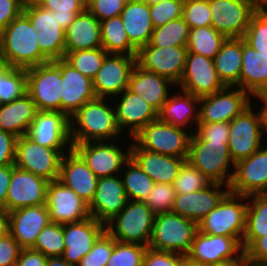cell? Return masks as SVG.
<instances>
[{"label":"cell","instance_id":"obj_1","mask_svg":"<svg viewBox=\"0 0 267 266\" xmlns=\"http://www.w3.org/2000/svg\"><path fill=\"white\" fill-rule=\"evenodd\" d=\"M109 101L108 98L96 97L70 116L72 144L121 138L123 133L118 127L113 100L112 105Z\"/></svg>","mask_w":267,"mask_h":266},{"label":"cell","instance_id":"obj_2","mask_svg":"<svg viewBox=\"0 0 267 266\" xmlns=\"http://www.w3.org/2000/svg\"><path fill=\"white\" fill-rule=\"evenodd\" d=\"M36 37L30 20L22 13L0 31V62L23 69L49 62L41 53Z\"/></svg>","mask_w":267,"mask_h":266},{"label":"cell","instance_id":"obj_3","mask_svg":"<svg viewBox=\"0 0 267 266\" xmlns=\"http://www.w3.org/2000/svg\"><path fill=\"white\" fill-rule=\"evenodd\" d=\"M155 215L143 201L128 200L125 207L105 224V230L117 242L148 247Z\"/></svg>","mask_w":267,"mask_h":266},{"label":"cell","instance_id":"obj_4","mask_svg":"<svg viewBox=\"0 0 267 266\" xmlns=\"http://www.w3.org/2000/svg\"><path fill=\"white\" fill-rule=\"evenodd\" d=\"M246 200L247 196L228 192L198 223V231L210 235L234 237L242 245L248 207Z\"/></svg>","mask_w":267,"mask_h":266},{"label":"cell","instance_id":"obj_5","mask_svg":"<svg viewBox=\"0 0 267 266\" xmlns=\"http://www.w3.org/2000/svg\"><path fill=\"white\" fill-rule=\"evenodd\" d=\"M198 224L173 212L155 215L149 248L178 253L186 257L191 249Z\"/></svg>","mask_w":267,"mask_h":266},{"label":"cell","instance_id":"obj_6","mask_svg":"<svg viewBox=\"0 0 267 266\" xmlns=\"http://www.w3.org/2000/svg\"><path fill=\"white\" fill-rule=\"evenodd\" d=\"M187 161L210 181L230 186L235 163L232 161L228 142L190 140Z\"/></svg>","mask_w":267,"mask_h":266},{"label":"cell","instance_id":"obj_7","mask_svg":"<svg viewBox=\"0 0 267 266\" xmlns=\"http://www.w3.org/2000/svg\"><path fill=\"white\" fill-rule=\"evenodd\" d=\"M189 131L157 119L143 127L132 140L146 151L187 159L194 132Z\"/></svg>","mask_w":267,"mask_h":266},{"label":"cell","instance_id":"obj_8","mask_svg":"<svg viewBox=\"0 0 267 266\" xmlns=\"http://www.w3.org/2000/svg\"><path fill=\"white\" fill-rule=\"evenodd\" d=\"M62 83L60 59L26 69V92L38 111L61 112Z\"/></svg>","mask_w":267,"mask_h":266},{"label":"cell","instance_id":"obj_9","mask_svg":"<svg viewBox=\"0 0 267 266\" xmlns=\"http://www.w3.org/2000/svg\"><path fill=\"white\" fill-rule=\"evenodd\" d=\"M115 141L118 140L83 142L73 144L72 148L98 178H103L122 174L121 169L130 159L131 143L123 148Z\"/></svg>","mask_w":267,"mask_h":266},{"label":"cell","instance_id":"obj_10","mask_svg":"<svg viewBox=\"0 0 267 266\" xmlns=\"http://www.w3.org/2000/svg\"><path fill=\"white\" fill-rule=\"evenodd\" d=\"M251 99L248 92L237 86H225L211 95L200 97L198 123H230L252 104Z\"/></svg>","mask_w":267,"mask_h":266},{"label":"cell","instance_id":"obj_11","mask_svg":"<svg viewBox=\"0 0 267 266\" xmlns=\"http://www.w3.org/2000/svg\"><path fill=\"white\" fill-rule=\"evenodd\" d=\"M65 153L41 146L24 135L17 138L14 165L49 182L56 181L59 178L60 164Z\"/></svg>","mask_w":267,"mask_h":266},{"label":"cell","instance_id":"obj_12","mask_svg":"<svg viewBox=\"0 0 267 266\" xmlns=\"http://www.w3.org/2000/svg\"><path fill=\"white\" fill-rule=\"evenodd\" d=\"M211 26L226 38H243L259 6L253 0H209Z\"/></svg>","mask_w":267,"mask_h":266},{"label":"cell","instance_id":"obj_13","mask_svg":"<svg viewBox=\"0 0 267 266\" xmlns=\"http://www.w3.org/2000/svg\"><path fill=\"white\" fill-rule=\"evenodd\" d=\"M23 13L37 32V45L41 53L55 61L65 57V30L58 25L55 13L43 9L37 3L24 5Z\"/></svg>","mask_w":267,"mask_h":266},{"label":"cell","instance_id":"obj_14","mask_svg":"<svg viewBox=\"0 0 267 266\" xmlns=\"http://www.w3.org/2000/svg\"><path fill=\"white\" fill-rule=\"evenodd\" d=\"M228 147L232 161L248 158L263 144L261 120L259 112L254 111L251 104L230 123Z\"/></svg>","mask_w":267,"mask_h":266},{"label":"cell","instance_id":"obj_15","mask_svg":"<svg viewBox=\"0 0 267 266\" xmlns=\"http://www.w3.org/2000/svg\"><path fill=\"white\" fill-rule=\"evenodd\" d=\"M26 136L41 146L54 148L59 152H68L73 147L70 117L64 112L38 111Z\"/></svg>","mask_w":267,"mask_h":266},{"label":"cell","instance_id":"obj_16","mask_svg":"<svg viewBox=\"0 0 267 266\" xmlns=\"http://www.w3.org/2000/svg\"><path fill=\"white\" fill-rule=\"evenodd\" d=\"M187 51L186 46H143L137 51L136 64L167 78L178 87L184 73Z\"/></svg>","mask_w":267,"mask_h":266},{"label":"cell","instance_id":"obj_17","mask_svg":"<svg viewBox=\"0 0 267 266\" xmlns=\"http://www.w3.org/2000/svg\"><path fill=\"white\" fill-rule=\"evenodd\" d=\"M136 55L108 54L92 79L96 97L113 99L128 88Z\"/></svg>","mask_w":267,"mask_h":266},{"label":"cell","instance_id":"obj_18","mask_svg":"<svg viewBox=\"0 0 267 266\" xmlns=\"http://www.w3.org/2000/svg\"><path fill=\"white\" fill-rule=\"evenodd\" d=\"M267 143L235 164L229 192L250 196L267 193ZM266 145V146H265Z\"/></svg>","mask_w":267,"mask_h":266},{"label":"cell","instance_id":"obj_19","mask_svg":"<svg viewBox=\"0 0 267 266\" xmlns=\"http://www.w3.org/2000/svg\"><path fill=\"white\" fill-rule=\"evenodd\" d=\"M178 85L179 89L199 98L225 87L218 77L213 59L189 51L186 54L184 73Z\"/></svg>","mask_w":267,"mask_h":266},{"label":"cell","instance_id":"obj_20","mask_svg":"<svg viewBox=\"0 0 267 266\" xmlns=\"http://www.w3.org/2000/svg\"><path fill=\"white\" fill-rule=\"evenodd\" d=\"M49 181L13 165L4 210L45 205Z\"/></svg>","mask_w":267,"mask_h":266},{"label":"cell","instance_id":"obj_21","mask_svg":"<svg viewBox=\"0 0 267 266\" xmlns=\"http://www.w3.org/2000/svg\"><path fill=\"white\" fill-rule=\"evenodd\" d=\"M186 258L207 265L245 259V255L242 245L234 237L210 235L197 231Z\"/></svg>","mask_w":267,"mask_h":266},{"label":"cell","instance_id":"obj_22","mask_svg":"<svg viewBox=\"0 0 267 266\" xmlns=\"http://www.w3.org/2000/svg\"><path fill=\"white\" fill-rule=\"evenodd\" d=\"M45 205L52 223L63 225L90 217L88 204L58 179L49 182Z\"/></svg>","mask_w":267,"mask_h":266},{"label":"cell","instance_id":"obj_23","mask_svg":"<svg viewBox=\"0 0 267 266\" xmlns=\"http://www.w3.org/2000/svg\"><path fill=\"white\" fill-rule=\"evenodd\" d=\"M112 100H115L113 103L118 127L123 133V129L128 128L131 140L143 127L158 119V112L144 98L128 88Z\"/></svg>","mask_w":267,"mask_h":266},{"label":"cell","instance_id":"obj_24","mask_svg":"<svg viewBox=\"0 0 267 266\" xmlns=\"http://www.w3.org/2000/svg\"><path fill=\"white\" fill-rule=\"evenodd\" d=\"M104 231L105 224L91 216L79 222L63 224L65 249L61 257L76 266Z\"/></svg>","mask_w":267,"mask_h":266},{"label":"cell","instance_id":"obj_25","mask_svg":"<svg viewBox=\"0 0 267 266\" xmlns=\"http://www.w3.org/2000/svg\"><path fill=\"white\" fill-rule=\"evenodd\" d=\"M127 201L121 174L99 178L94 198L88 205L89 214L106 224L125 207Z\"/></svg>","mask_w":267,"mask_h":266},{"label":"cell","instance_id":"obj_26","mask_svg":"<svg viewBox=\"0 0 267 266\" xmlns=\"http://www.w3.org/2000/svg\"><path fill=\"white\" fill-rule=\"evenodd\" d=\"M98 179L73 148L63 155L58 180L88 205L94 198Z\"/></svg>","mask_w":267,"mask_h":266},{"label":"cell","instance_id":"obj_27","mask_svg":"<svg viewBox=\"0 0 267 266\" xmlns=\"http://www.w3.org/2000/svg\"><path fill=\"white\" fill-rule=\"evenodd\" d=\"M223 188L225 189L223 190ZM228 192L229 186L212 182L208 187L199 191L176 194L171 212L179 214L198 224L218 205Z\"/></svg>","mask_w":267,"mask_h":266},{"label":"cell","instance_id":"obj_28","mask_svg":"<svg viewBox=\"0 0 267 266\" xmlns=\"http://www.w3.org/2000/svg\"><path fill=\"white\" fill-rule=\"evenodd\" d=\"M9 233L22 248H32L50 215L46 205L29 206L8 212Z\"/></svg>","mask_w":267,"mask_h":266},{"label":"cell","instance_id":"obj_29","mask_svg":"<svg viewBox=\"0 0 267 266\" xmlns=\"http://www.w3.org/2000/svg\"><path fill=\"white\" fill-rule=\"evenodd\" d=\"M60 71L63 78L61 112L70 117L85 103L96 98L93 81L81 74L64 58L60 59Z\"/></svg>","mask_w":267,"mask_h":266},{"label":"cell","instance_id":"obj_30","mask_svg":"<svg viewBox=\"0 0 267 266\" xmlns=\"http://www.w3.org/2000/svg\"><path fill=\"white\" fill-rule=\"evenodd\" d=\"M130 158L155 182L174 183L180 167L187 160L141 149L131 140Z\"/></svg>","mask_w":267,"mask_h":266},{"label":"cell","instance_id":"obj_31","mask_svg":"<svg viewBox=\"0 0 267 266\" xmlns=\"http://www.w3.org/2000/svg\"><path fill=\"white\" fill-rule=\"evenodd\" d=\"M174 86L176 85L167 78L146 71L136 64L129 78L128 89L140 95L159 112L171 94L170 87L176 88Z\"/></svg>","mask_w":267,"mask_h":266},{"label":"cell","instance_id":"obj_32","mask_svg":"<svg viewBox=\"0 0 267 266\" xmlns=\"http://www.w3.org/2000/svg\"><path fill=\"white\" fill-rule=\"evenodd\" d=\"M170 95L158 112V119L188 130L193 127L192 129L195 131L194 128L199 121V109L197 110L199 97L182 89L179 92L176 91L174 95L172 93Z\"/></svg>","mask_w":267,"mask_h":266},{"label":"cell","instance_id":"obj_33","mask_svg":"<svg viewBox=\"0 0 267 266\" xmlns=\"http://www.w3.org/2000/svg\"><path fill=\"white\" fill-rule=\"evenodd\" d=\"M102 48L100 21L86 8L65 30V52Z\"/></svg>","mask_w":267,"mask_h":266},{"label":"cell","instance_id":"obj_34","mask_svg":"<svg viewBox=\"0 0 267 266\" xmlns=\"http://www.w3.org/2000/svg\"><path fill=\"white\" fill-rule=\"evenodd\" d=\"M37 112L36 104L27 92L10 103L0 104V130L16 137L24 136Z\"/></svg>","mask_w":267,"mask_h":266},{"label":"cell","instance_id":"obj_35","mask_svg":"<svg viewBox=\"0 0 267 266\" xmlns=\"http://www.w3.org/2000/svg\"><path fill=\"white\" fill-rule=\"evenodd\" d=\"M240 88L251 96L267 91V55L253 49L243 38Z\"/></svg>","mask_w":267,"mask_h":266},{"label":"cell","instance_id":"obj_36","mask_svg":"<svg viewBox=\"0 0 267 266\" xmlns=\"http://www.w3.org/2000/svg\"><path fill=\"white\" fill-rule=\"evenodd\" d=\"M120 16L131 44L137 50L147 45L154 30L149 5L141 0L128 2Z\"/></svg>","mask_w":267,"mask_h":266},{"label":"cell","instance_id":"obj_37","mask_svg":"<svg viewBox=\"0 0 267 266\" xmlns=\"http://www.w3.org/2000/svg\"><path fill=\"white\" fill-rule=\"evenodd\" d=\"M213 62L218 77L225 86L240 88L242 38H226Z\"/></svg>","mask_w":267,"mask_h":266},{"label":"cell","instance_id":"obj_38","mask_svg":"<svg viewBox=\"0 0 267 266\" xmlns=\"http://www.w3.org/2000/svg\"><path fill=\"white\" fill-rule=\"evenodd\" d=\"M247 200L246 228L242 239L243 251L257 238L267 235V193L250 195Z\"/></svg>","mask_w":267,"mask_h":266},{"label":"cell","instance_id":"obj_39","mask_svg":"<svg viewBox=\"0 0 267 266\" xmlns=\"http://www.w3.org/2000/svg\"><path fill=\"white\" fill-rule=\"evenodd\" d=\"M102 48L108 54L137 55L125 31L121 16L100 21Z\"/></svg>","mask_w":267,"mask_h":266},{"label":"cell","instance_id":"obj_40","mask_svg":"<svg viewBox=\"0 0 267 266\" xmlns=\"http://www.w3.org/2000/svg\"><path fill=\"white\" fill-rule=\"evenodd\" d=\"M226 37L212 26L192 28L189 31L186 48L189 52L214 59Z\"/></svg>","mask_w":267,"mask_h":266},{"label":"cell","instance_id":"obj_41","mask_svg":"<svg viewBox=\"0 0 267 266\" xmlns=\"http://www.w3.org/2000/svg\"><path fill=\"white\" fill-rule=\"evenodd\" d=\"M123 186L128 200L143 201L155 182L130 158L124 164Z\"/></svg>","mask_w":267,"mask_h":266},{"label":"cell","instance_id":"obj_42","mask_svg":"<svg viewBox=\"0 0 267 266\" xmlns=\"http://www.w3.org/2000/svg\"><path fill=\"white\" fill-rule=\"evenodd\" d=\"M190 28L183 17L154 28L149 43L145 46H186Z\"/></svg>","mask_w":267,"mask_h":266},{"label":"cell","instance_id":"obj_43","mask_svg":"<svg viewBox=\"0 0 267 266\" xmlns=\"http://www.w3.org/2000/svg\"><path fill=\"white\" fill-rule=\"evenodd\" d=\"M26 93V69L0 62V104L10 103Z\"/></svg>","mask_w":267,"mask_h":266},{"label":"cell","instance_id":"obj_44","mask_svg":"<svg viewBox=\"0 0 267 266\" xmlns=\"http://www.w3.org/2000/svg\"><path fill=\"white\" fill-rule=\"evenodd\" d=\"M108 53L103 48L65 52L64 59L81 74L93 79Z\"/></svg>","mask_w":267,"mask_h":266},{"label":"cell","instance_id":"obj_45","mask_svg":"<svg viewBox=\"0 0 267 266\" xmlns=\"http://www.w3.org/2000/svg\"><path fill=\"white\" fill-rule=\"evenodd\" d=\"M32 249L47 257H61L65 249L63 225L50 222L39 233Z\"/></svg>","mask_w":267,"mask_h":266},{"label":"cell","instance_id":"obj_46","mask_svg":"<svg viewBox=\"0 0 267 266\" xmlns=\"http://www.w3.org/2000/svg\"><path fill=\"white\" fill-rule=\"evenodd\" d=\"M243 39L253 49L267 55V7H259L253 14Z\"/></svg>","mask_w":267,"mask_h":266},{"label":"cell","instance_id":"obj_47","mask_svg":"<svg viewBox=\"0 0 267 266\" xmlns=\"http://www.w3.org/2000/svg\"><path fill=\"white\" fill-rule=\"evenodd\" d=\"M211 183L212 181L186 160L180 167L173 186L176 194H185L199 191Z\"/></svg>","mask_w":267,"mask_h":266},{"label":"cell","instance_id":"obj_48","mask_svg":"<svg viewBox=\"0 0 267 266\" xmlns=\"http://www.w3.org/2000/svg\"><path fill=\"white\" fill-rule=\"evenodd\" d=\"M146 249L140 244L116 242L107 266H143Z\"/></svg>","mask_w":267,"mask_h":266},{"label":"cell","instance_id":"obj_49","mask_svg":"<svg viewBox=\"0 0 267 266\" xmlns=\"http://www.w3.org/2000/svg\"><path fill=\"white\" fill-rule=\"evenodd\" d=\"M117 241L105 230L76 266H107Z\"/></svg>","mask_w":267,"mask_h":266},{"label":"cell","instance_id":"obj_50","mask_svg":"<svg viewBox=\"0 0 267 266\" xmlns=\"http://www.w3.org/2000/svg\"><path fill=\"white\" fill-rule=\"evenodd\" d=\"M176 197L172 184L155 183L143 202L155 213L171 212Z\"/></svg>","mask_w":267,"mask_h":266},{"label":"cell","instance_id":"obj_51","mask_svg":"<svg viewBox=\"0 0 267 266\" xmlns=\"http://www.w3.org/2000/svg\"><path fill=\"white\" fill-rule=\"evenodd\" d=\"M182 17L190 29L211 26L209 0H184Z\"/></svg>","mask_w":267,"mask_h":266},{"label":"cell","instance_id":"obj_52","mask_svg":"<svg viewBox=\"0 0 267 266\" xmlns=\"http://www.w3.org/2000/svg\"><path fill=\"white\" fill-rule=\"evenodd\" d=\"M184 0H165L149 5L154 28L182 17Z\"/></svg>","mask_w":267,"mask_h":266},{"label":"cell","instance_id":"obj_53","mask_svg":"<svg viewBox=\"0 0 267 266\" xmlns=\"http://www.w3.org/2000/svg\"><path fill=\"white\" fill-rule=\"evenodd\" d=\"M230 125L227 122L198 123L191 140L207 142H229Z\"/></svg>","mask_w":267,"mask_h":266},{"label":"cell","instance_id":"obj_54","mask_svg":"<svg viewBox=\"0 0 267 266\" xmlns=\"http://www.w3.org/2000/svg\"><path fill=\"white\" fill-rule=\"evenodd\" d=\"M125 3L122 0H87L86 8L99 20L120 16Z\"/></svg>","mask_w":267,"mask_h":266},{"label":"cell","instance_id":"obj_55","mask_svg":"<svg viewBox=\"0 0 267 266\" xmlns=\"http://www.w3.org/2000/svg\"><path fill=\"white\" fill-rule=\"evenodd\" d=\"M87 0H39L43 9L56 14H80L86 9Z\"/></svg>","mask_w":267,"mask_h":266},{"label":"cell","instance_id":"obj_56","mask_svg":"<svg viewBox=\"0 0 267 266\" xmlns=\"http://www.w3.org/2000/svg\"><path fill=\"white\" fill-rule=\"evenodd\" d=\"M185 256L167 252L154 250L147 247L144 254V266H181Z\"/></svg>","mask_w":267,"mask_h":266},{"label":"cell","instance_id":"obj_57","mask_svg":"<svg viewBox=\"0 0 267 266\" xmlns=\"http://www.w3.org/2000/svg\"><path fill=\"white\" fill-rule=\"evenodd\" d=\"M22 249L10 233L0 238V266H15Z\"/></svg>","mask_w":267,"mask_h":266},{"label":"cell","instance_id":"obj_58","mask_svg":"<svg viewBox=\"0 0 267 266\" xmlns=\"http://www.w3.org/2000/svg\"><path fill=\"white\" fill-rule=\"evenodd\" d=\"M250 266H267V235L257 238L245 251Z\"/></svg>","mask_w":267,"mask_h":266},{"label":"cell","instance_id":"obj_59","mask_svg":"<svg viewBox=\"0 0 267 266\" xmlns=\"http://www.w3.org/2000/svg\"><path fill=\"white\" fill-rule=\"evenodd\" d=\"M17 138L9 132L0 130V167L14 165Z\"/></svg>","mask_w":267,"mask_h":266},{"label":"cell","instance_id":"obj_60","mask_svg":"<svg viewBox=\"0 0 267 266\" xmlns=\"http://www.w3.org/2000/svg\"><path fill=\"white\" fill-rule=\"evenodd\" d=\"M22 0H0V31L23 13Z\"/></svg>","mask_w":267,"mask_h":266},{"label":"cell","instance_id":"obj_61","mask_svg":"<svg viewBox=\"0 0 267 266\" xmlns=\"http://www.w3.org/2000/svg\"><path fill=\"white\" fill-rule=\"evenodd\" d=\"M48 257L32 248H23L15 266H46Z\"/></svg>","mask_w":267,"mask_h":266},{"label":"cell","instance_id":"obj_62","mask_svg":"<svg viewBox=\"0 0 267 266\" xmlns=\"http://www.w3.org/2000/svg\"><path fill=\"white\" fill-rule=\"evenodd\" d=\"M12 171L13 165L0 167V210H4Z\"/></svg>","mask_w":267,"mask_h":266},{"label":"cell","instance_id":"obj_63","mask_svg":"<svg viewBox=\"0 0 267 266\" xmlns=\"http://www.w3.org/2000/svg\"><path fill=\"white\" fill-rule=\"evenodd\" d=\"M259 98V101L264 103L261 105L262 108H260L259 115H260V120H261V130H262V135L263 138L267 136V91L263 93L256 94L252 96V98Z\"/></svg>","mask_w":267,"mask_h":266},{"label":"cell","instance_id":"obj_64","mask_svg":"<svg viewBox=\"0 0 267 266\" xmlns=\"http://www.w3.org/2000/svg\"><path fill=\"white\" fill-rule=\"evenodd\" d=\"M58 25L66 30L78 14H56Z\"/></svg>","mask_w":267,"mask_h":266},{"label":"cell","instance_id":"obj_65","mask_svg":"<svg viewBox=\"0 0 267 266\" xmlns=\"http://www.w3.org/2000/svg\"><path fill=\"white\" fill-rule=\"evenodd\" d=\"M9 233V215L5 210H0V238Z\"/></svg>","mask_w":267,"mask_h":266},{"label":"cell","instance_id":"obj_66","mask_svg":"<svg viewBox=\"0 0 267 266\" xmlns=\"http://www.w3.org/2000/svg\"><path fill=\"white\" fill-rule=\"evenodd\" d=\"M247 264L245 259L227 260L213 264H207L206 266H245Z\"/></svg>","mask_w":267,"mask_h":266},{"label":"cell","instance_id":"obj_67","mask_svg":"<svg viewBox=\"0 0 267 266\" xmlns=\"http://www.w3.org/2000/svg\"><path fill=\"white\" fill-rule=\"evenodd\" d=\"M46 266H74L62 257H48Z\"/></svg>","mask_w":267,"mask_h":266},{"label":"cell","instance_id":"obj_68","mask_svg":"<svg viewBox=\"0 0 267 266\" xmlns=\"http://www.w3.org/2000/svg\"><path fill=\"white\" fill-rule=\"evenodd\" d=\"M181 266H206V265H203L201 263H196V262H193L191 260H189L188 258L184 257L182 263H181Z\"/></svg>","mask_w":267,"mask_h":266},{"label":"cell","instance_id":"obj_69","mask_svg":"<svg viewBox=\"0 0 267 266\" xmlns=\"http://www.w3.org/2000/svg\"><path fill=\"white\" fill-rule=\"evenodd\" d=\"M259 7H267V0H253Z\"/></svg>","mask_w":267,"mask_h":266},{"label":"cell","instance_id":"obj_70","mask_svg":"<svg viewBox=\"0 0 267 266\" xmlns=\"http://www.w3.org/2000/svg\"><path fill=\"white\" fill-rule=\"evenodd\" d=\"M144 1L145 3H147L148 5L157 3V2H161V1H165V0H141Z\"/></svg>","mask_w":267,"mask_h":266},{"label":"cell","instance_id":"obj_71","mask_svg":"<svg viewBox=\"0 0 267 266\" xmlns=\"http://www.w3.org/2000/svg\"><path fill=\"white\" fill-rule=\"evenodd\" d=\"M39 0H22L24 5L31 4V3H37Z\"/></svg>","mask_w":267,"mask_h":266},{"label":"cell","instance_id":"obj_72","mask_svg":"<svg viewBox=\"0 0 267 266\" xmlns=\"http://www.w3.org/2000/svg\"><path fill=\"white\" fill-rule=\"evenodd\" d=\"M125 4L134 0H122Z\"/></svg>","mask_w":267,"mask_h":266}]
</instances>
